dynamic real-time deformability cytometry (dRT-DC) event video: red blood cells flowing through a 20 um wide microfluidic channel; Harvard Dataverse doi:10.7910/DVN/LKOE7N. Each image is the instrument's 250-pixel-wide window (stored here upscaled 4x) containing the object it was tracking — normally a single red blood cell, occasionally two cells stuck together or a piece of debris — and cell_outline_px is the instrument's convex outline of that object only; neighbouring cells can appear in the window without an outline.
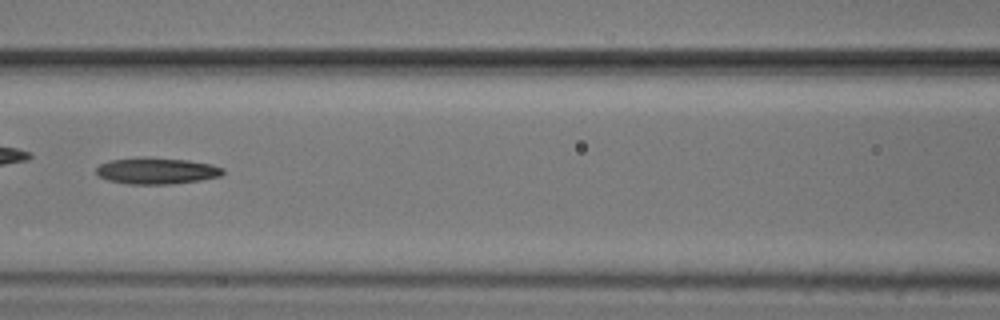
{"species": "common noctule bat (a hibernating species)", "species_latin": "Nyctalus noctula", "temperature_condition": "cold", "stored_images_in_passage": 9, "camera_frame_rate_fps": 3000, "um_per_image_px": 0.085, "animal": {"sex": "male", "body_mass_g": 20.5, "forearm_length_mm": 52.5}, "frame": {"image": 1, "passage_image": 7, "time_ms": 7.0, "image_size_px": [1000, 320], "cell_outline_px": [[224, 172], [220, 176], [200, 180], [172, 184], [128, 184], [108, 180], [100, 176], [96, 172], [96, 168], [100, 164], [112, 160], [140, 156], [144, 156], [188, 160], [212, 164], [224, 168]], "centroid_in_image_um": [13.32, 14.51], "position_along_channel_um": 153.3, "area_um2": 19.65}}
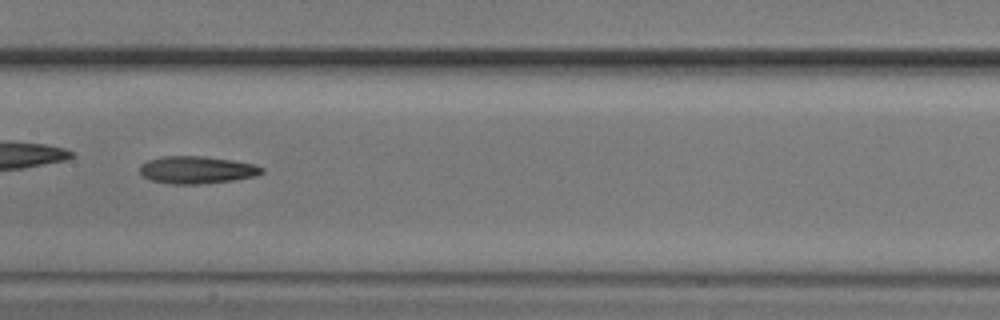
{"frame": {"image": 2, "passage_image": 8, "time_ms": 8.0, "image_size_px": [1000, 320], "cell_outline_px": [[264, 172], [256, 176], [232, 180], [200, 184], [168, 184], [152, 180], [140, 176], [140, 164], [148, 160], [160, 156], [204, 156], [232, 160], [252, 164], [264, 168]], "centroid_in_image_um": [16.68, 14.44], "position_along_channel_um": 190.7, "area_um2": 19.59}}
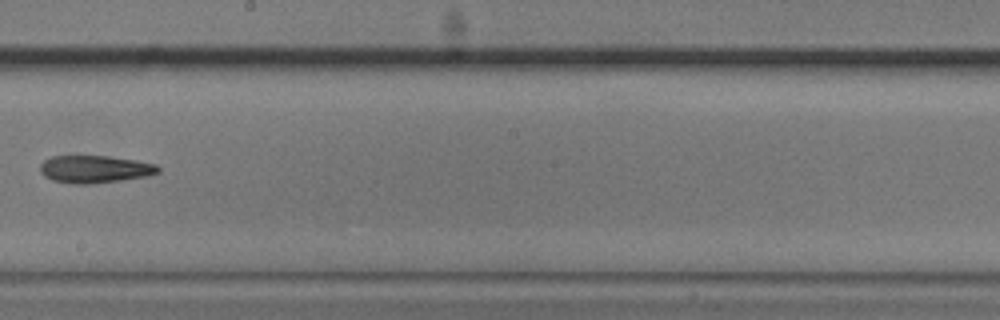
{"frame": {"image": 3, "passage_image": 9, "time_ms": 9.333, "image_size_px": [1000, 320], "cell_outline_px": [[160, 172], [148, 176], [120, 180], [88, 184], [72, 184], [52, 180], [44, 176], [40, 172], [40, 164], [44, 160], [52, 156], [108, 156], [136, 160], [156, 164], [160, 168]], "centroid_in_image_um": [8.05, 14.38], "position_along_channel_um": 240.1, "area_um2": 18.96}}